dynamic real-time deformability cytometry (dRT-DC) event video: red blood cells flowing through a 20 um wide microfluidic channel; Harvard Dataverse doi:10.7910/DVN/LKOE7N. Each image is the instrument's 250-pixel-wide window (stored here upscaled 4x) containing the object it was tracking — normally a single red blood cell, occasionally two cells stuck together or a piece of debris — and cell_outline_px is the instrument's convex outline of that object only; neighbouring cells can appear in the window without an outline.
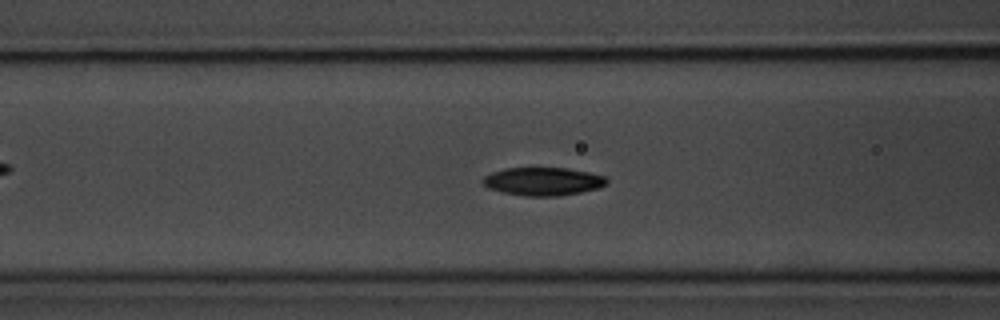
{"species": "common noctule bat (a hibernating species)", "species_latin": "Nyctalus noctula", "temperature_condition": "room temperature", "stored_images_in_passage": 55, "camera_frame_rate_fps": 3000, "um_per_image_px": 0.085, "animal": {"sex": "male", "body_mass_g": 20.1, "forearm_length_mm": 53.5}, "frame": {"image": 1, "passage_image": 21, "time_ms": 6.667, "image_size_px": [1000, 320], "cell_outline_px": [[608, 184], [600, 188], [560, 196], [524, 196], [504, 192], [488, 188], [480, 180], [484, 176], [492, 172], [504, 168], [568, 168], [588, 172], [604, 176], [608, 180]], "centroid_in_image_um": [46.16, 15.42], "position_along_channel_um": 120.4, "area_um2": 20.4}}
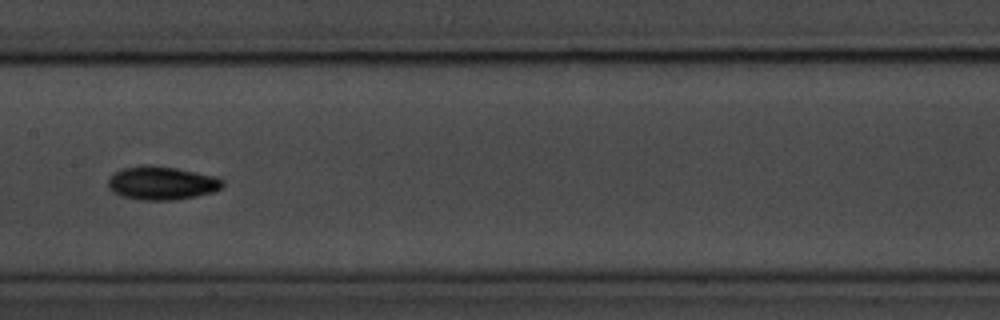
{"frame": {"image": 2, "passage_image": 27, "time_ms": 8.667, "image_size_px": [1000, 320], "cell_outline_px": [[224, 184], [220, 188], [212, 192], [196, 196], [176, 200], [140, 200], [120, 196], [112, 192], [108, 188], [108, 180], [116, 172], [124, 168], [144, 164], [148, 164], [176, 168], [216, 176], [224, 180]], "centroid_in_image_um": [13.74, 15.56], "position_along_channel_um": 193.7, "area_um2": 22.43}}
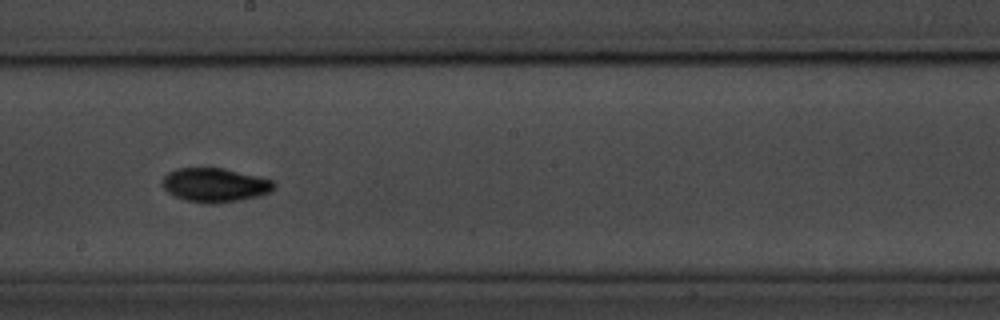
{"frame": {"image": 3, "passage_image": 30, "time_ms": 9.667, "image_size_px": [1000, 320], "cell_outline_px": [[276, 188], [260, 196], [240, 200], [212, 204], [208, 204], [184, 200], [168, 192], [164, 188], [160, 180], [168, 172], [176, 168], [224, 168], [272, 180], [276, 184]], "centroid_in_image_um": [18.25, 15.73], "position_along_channel_um": 229.9, "area_um2": 22.2}, "authors_computed_cell_mechanics": {"area_um2": 19.9988, "velocity_mm_per_s": 3.6465, "shape_relaxation_time_tau1_ms": 2.607, "shape_relaxation_time_tau2_ms": 6.0349, "deformation_change_tau1": 0.1492, "deformation_change_tau2": 0.101}}